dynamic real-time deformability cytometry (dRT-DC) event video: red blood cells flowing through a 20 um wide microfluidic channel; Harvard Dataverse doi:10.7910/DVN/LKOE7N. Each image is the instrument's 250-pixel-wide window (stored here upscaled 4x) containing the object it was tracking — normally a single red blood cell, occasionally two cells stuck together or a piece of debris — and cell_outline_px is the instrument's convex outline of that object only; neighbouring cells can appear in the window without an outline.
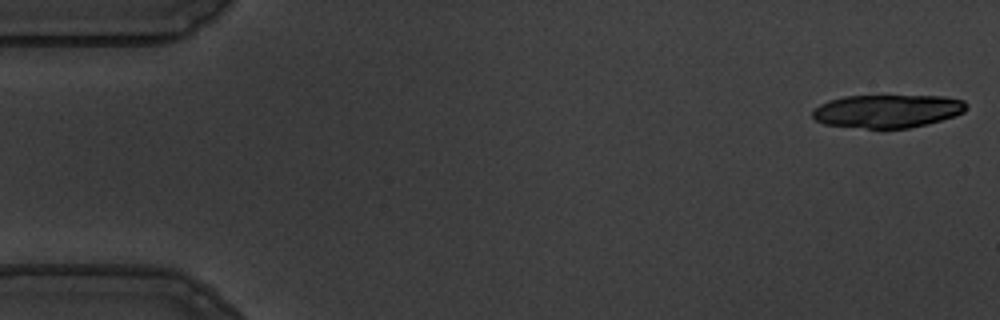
{"species": "common noctule bat (a hibernating species)", "species_latin": "Nyctalus noctula", "temperature_condition": "warm", "stored_images_in_passage": 16, "camera_frame_rate_fps": 3000, "um_per_image_px": 0.085, "animal": {"sex": "male", "body_mass_g": 19.5, "forearm_length_mm": 54.6}, "frame": {"image": 1, "passage_image": 1, "time_ms": 0.0, "image_size_px": [1000, 320], "cell_outline_px": [[968, 108], [964, 112], [956, 116], [908, 128], [868, 128], [824, 124], [816, 120], [812, 116], [812, 112], [820, 104], [828, 100], [844, 96], [944, 96], [964, 100], [968, 104]], "centroid_in_image_um": [75.46, 9.43], "position_along_channel_um": 9.5, "area_um2": 29.65}}